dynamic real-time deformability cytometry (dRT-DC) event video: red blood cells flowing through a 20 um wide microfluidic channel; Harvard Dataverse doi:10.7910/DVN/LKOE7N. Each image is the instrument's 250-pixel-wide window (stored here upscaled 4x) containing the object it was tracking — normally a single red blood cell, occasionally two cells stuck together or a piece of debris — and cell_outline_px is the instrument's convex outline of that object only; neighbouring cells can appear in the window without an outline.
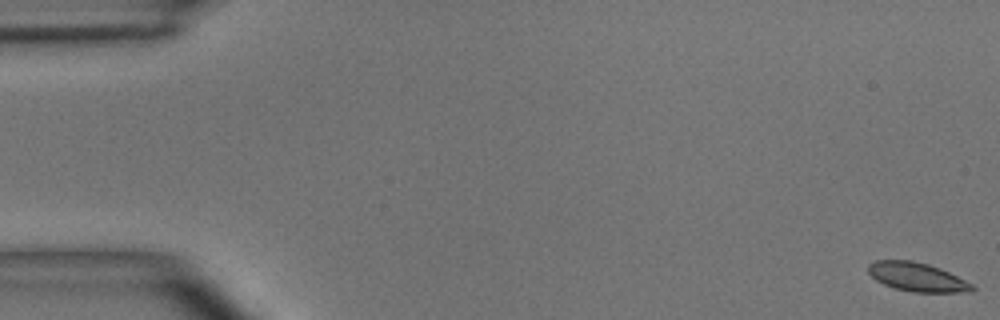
{"species": "common noctule bat (a hibernating species)", "species_latin": "Nyctalus noctula", "temperature_condition": "room temperature", "stored_images_in_passage": 5, "camera_frame_rate_fps": 3000, "um_per_image_px": 0.085, "animal": {"sex": "male", "body_mass_g": 15.6}, "frame": {"image": 1, "passage_image": 1, "time_ms": 0.0, "image_size_px": [1000, 320], "cell_outline_px": [[976, 288], [972, 292], [912, 292], [896, 288], [884, 284], [876, 280], [868, 272], [868, 264], [876, 260], [912, 260], [928, 264], [940, 268], [972, 284]], "centroid_in_image_um": [77.95, 23.54], "position_along_channel_um": 7.1, "area_um2": 17.34}}
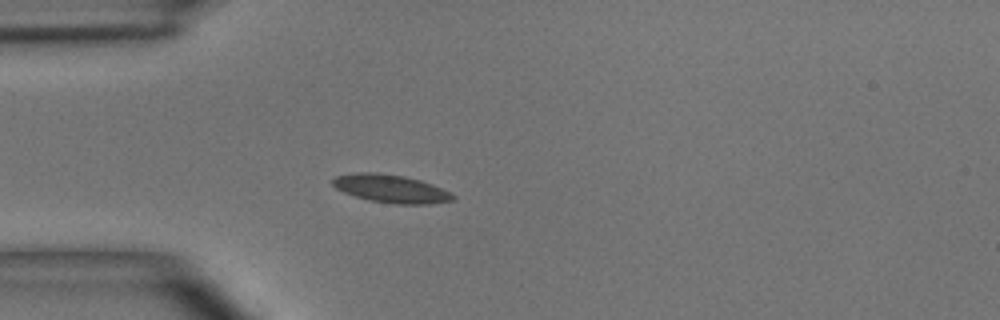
{"frame": {"image": 2, "passage_image": 5, "time_ms": 4.667, "image_size_px": [1000, 320], "cell_outline_px": [[456, 200], [428, 204], [396, 204], [368, 200], [344, 192], [336, 188], [332, 184], [332, 180], [336, 176], [356, 172], [380, 172], [404, 176], [420, 180], [432, 184], [452, 192], [456, 196]], "centroid_in_image_um": [33.27, 16.03], "position_along_channel_um": 51.7, "area_um2": 19.83}}